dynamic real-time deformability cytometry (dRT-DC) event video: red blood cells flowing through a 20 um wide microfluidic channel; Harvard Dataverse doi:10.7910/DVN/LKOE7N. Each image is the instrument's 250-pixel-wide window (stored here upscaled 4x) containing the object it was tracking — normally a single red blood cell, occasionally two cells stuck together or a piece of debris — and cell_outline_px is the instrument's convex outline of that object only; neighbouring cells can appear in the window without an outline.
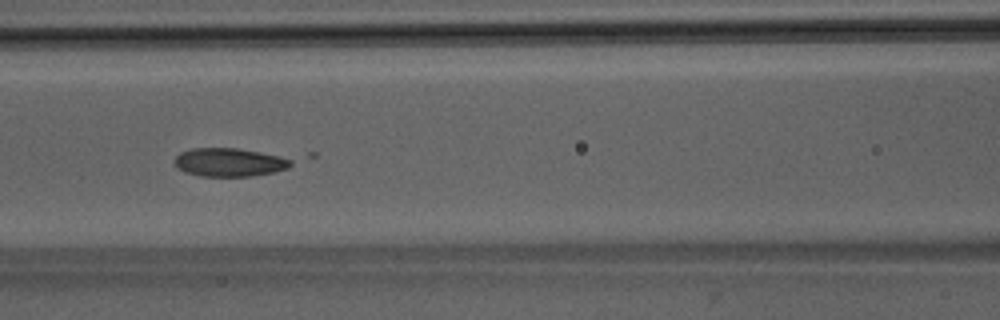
{"species": "Egyptian fruit bat (a non-hibernating species)", "species_latin": "Rousettus aegyptiacus", "temperature_condition": "room temperature", "stored_images_in_passage": 42, "camera_frame_rate_fps": 3000, "um_per_image_px": 0.085, "animal": {"sex": "male"}, "frame": {"image": 1, "passage_image": 13, "time_ms": 4.0, "image_size_px": [1000, 320], "cell_outline_px": [[292, 164], [288, 168], [276, 172], [248, 176], [200, 176], [184, 172], [176, 168], [172, 160], [180, 152], [192, 148], [236, 148], [260, 152], [280, 156], [292, 160]], "centroid_in_image_um": [19.45, 13.79], "position_along_channel_um": 147.2, "area_um2": 19.42}}
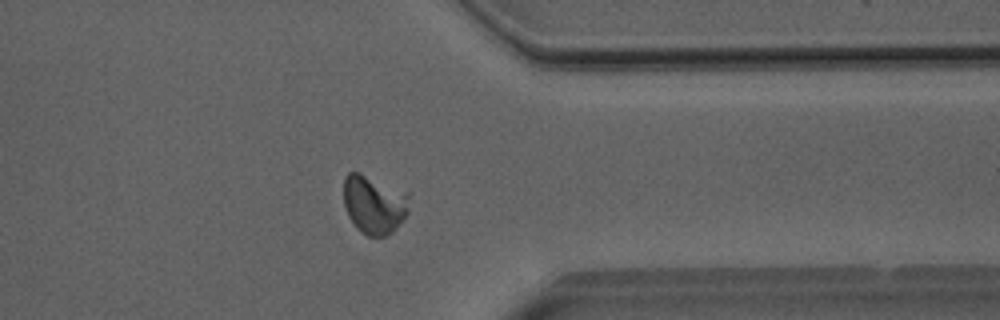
{"frame": {"image": 2, "passage_image": 31, "time_ms": 10.0, "image_size_px": [1000, 320], "cell_outline_px": [[408, 212], [404, 220], [392, 232], [384, 236], [368, 236], [360, 232], [356, 228], [348, 216], [344, 204], [344, 176], [348, 172], [360, 172], [408, 192]], "centroid_in_image_um": [31.79, 17.37], "position_along_channel_um": 379.6, "area_um2": 22.66}}